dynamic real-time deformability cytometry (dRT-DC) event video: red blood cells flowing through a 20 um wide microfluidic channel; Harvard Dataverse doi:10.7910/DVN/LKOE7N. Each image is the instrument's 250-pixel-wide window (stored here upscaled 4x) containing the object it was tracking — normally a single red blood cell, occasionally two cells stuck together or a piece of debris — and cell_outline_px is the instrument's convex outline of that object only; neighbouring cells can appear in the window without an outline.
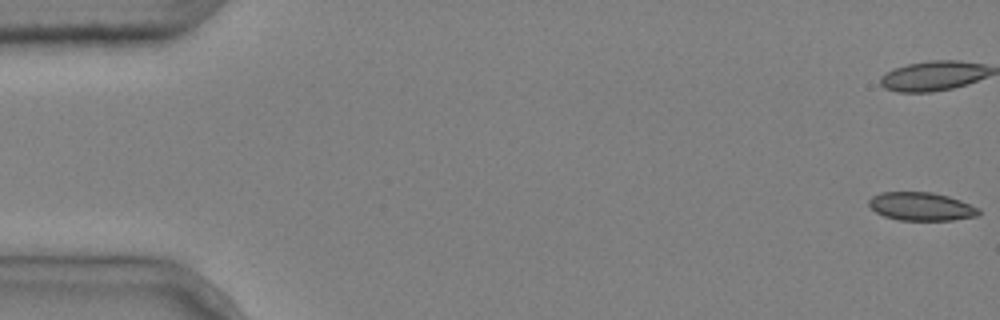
{"species": "common noctule bat (a hibernating species)", "species_latin": "Nyctalus noctula", "temperature_condition": "cold", "stored_images_in_passage": 5, "segment_of_instrument_passage": [2, 2], "camera_frame_rate_fps": 3000, "um_per_image_px": 0.085, "animal": {"sex": "male", "body_mass_g": 20.4}, "frame": {"image": 1, "passage_image": 5, "time_ms": 1.333, "image_size_px": [1000, 320], "cell_outline_px": [[980, 216], [952, 220], [900, 220], [884, 216], [876, 212], [868, 204], [868, 200], [872, 196], [880, 192], [932, 192], [948, 196], [960, 200], [980, 208]], "centroid_in_image_um": [78.33, 17.55], "position_along_channel_um": 6.7, "area_um2": 18.21}}